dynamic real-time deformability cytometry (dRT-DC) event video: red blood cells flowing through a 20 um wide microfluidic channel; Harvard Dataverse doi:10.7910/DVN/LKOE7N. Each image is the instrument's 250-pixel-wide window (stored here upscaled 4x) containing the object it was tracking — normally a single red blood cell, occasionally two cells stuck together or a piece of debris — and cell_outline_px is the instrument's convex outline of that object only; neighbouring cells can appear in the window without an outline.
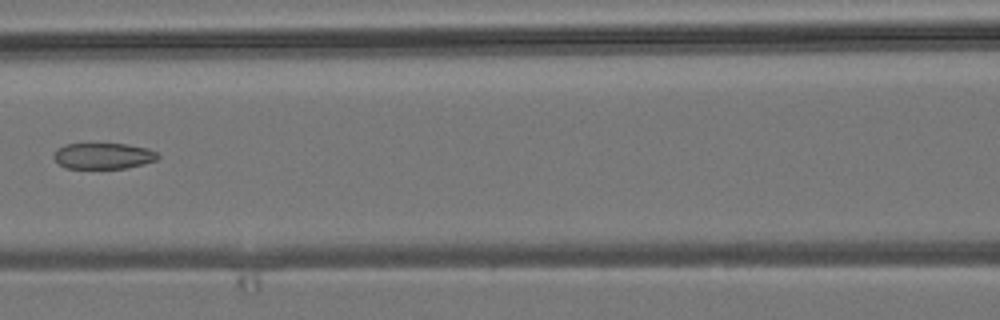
{"species": "common noctule bat (a hibernating species)", "species_latin": "Nyctalus noctula", "temperature_condition": "room temperature", "stored_images_in_passage": 6, "camera_frame_rate_fps": 3000, "um_per_image_px": 0.085, "animal": {"sex": "male", "body_mass_g": 19.2, "forearm_length_mm": 51.8}, "frame": {"image": 1, "passage_image": 6, "time_ms": 5.667, "image_size_px": [1000, 320], "cell_outline_px": [[160, 156], [156, 160], [144, 164], [124, 168], [64, 168], [52, 156], [56, 148], [64, 144], [128, 144], [148, 148], [156, 152]], "centroid_in_image_um": [8.77, 13.25], "position_along_channel_um": 157.8, "area_um2": 15.84}}